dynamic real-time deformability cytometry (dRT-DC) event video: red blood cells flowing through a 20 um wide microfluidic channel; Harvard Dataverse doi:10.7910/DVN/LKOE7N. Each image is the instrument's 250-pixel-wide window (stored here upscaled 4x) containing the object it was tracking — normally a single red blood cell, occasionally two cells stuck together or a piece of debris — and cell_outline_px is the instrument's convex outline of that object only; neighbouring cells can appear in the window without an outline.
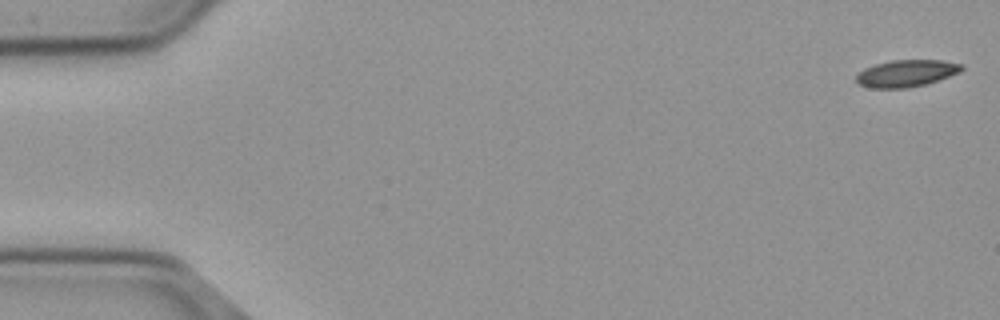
{"species": "common noctule bat (a hibernating species)", "species_latin": "Nyctalus noctula", "temperature_condition": "cold", "stored_images_in_passage": 13, "camera_frame_rate_fps": 3000, "um_per_image_px": 0.085, "animal": {"sex": "male", "body_mass_g": 23.1, "forearm_length_mm": 52.7}, "frame": {"image": 1, "passage_image": 1, "time_ms": 0.0, "image_size_px": [1000, 320], "cell_outline_px": [[964, 68], [960, 72], [924, 84], [908, 88], [872, 88], [860, 84], [856, 80], [856, 76], [864, 68], [876, 64], [892, 60], [944, 60], [964, 64]], "centroid_in_image_um": [77.06, 6.22], "position_along_channel_um": 7.9, "area_um2": 16.42}}